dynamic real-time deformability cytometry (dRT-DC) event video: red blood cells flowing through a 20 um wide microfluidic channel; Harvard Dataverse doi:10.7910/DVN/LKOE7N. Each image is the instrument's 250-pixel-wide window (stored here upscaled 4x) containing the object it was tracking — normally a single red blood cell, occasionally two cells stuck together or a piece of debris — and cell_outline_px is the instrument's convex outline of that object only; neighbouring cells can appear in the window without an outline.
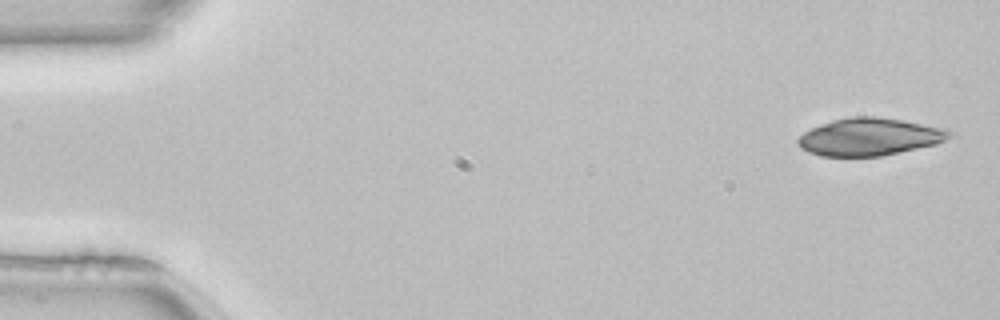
{"species": "common noctule bat (a hibernating species)", "species_latin": "Nyctalus noctula", "temperature_condition": "room temperature", "stored_images_in_passage": 9, "camera_frame_rate_fps": 3000, "um_per_image_px": 0.085, "animal": {"sex": "female", "body_mass_g": 22.7, "forearm_length_mm": 54.2}, "frame": {"image": 1, "passage_image": 1, "time_ms": 0.0, "image_size_px": [1000, 320], "cell_outline_px": [[952, 136], [936, 144], [900, 152], [880, 156], [820, 156], [808, 152], [800, 148], [796, 144], [796, 140], [804, 132], [812, 128], [832, 120], [852, 116], [876, 116], [904, 120], [948, 128], [952, 132]], "centroid_in_image_um": [73.92, 11.62], "position_along_channel_um": 11.1, "area_um2": 33.29}}